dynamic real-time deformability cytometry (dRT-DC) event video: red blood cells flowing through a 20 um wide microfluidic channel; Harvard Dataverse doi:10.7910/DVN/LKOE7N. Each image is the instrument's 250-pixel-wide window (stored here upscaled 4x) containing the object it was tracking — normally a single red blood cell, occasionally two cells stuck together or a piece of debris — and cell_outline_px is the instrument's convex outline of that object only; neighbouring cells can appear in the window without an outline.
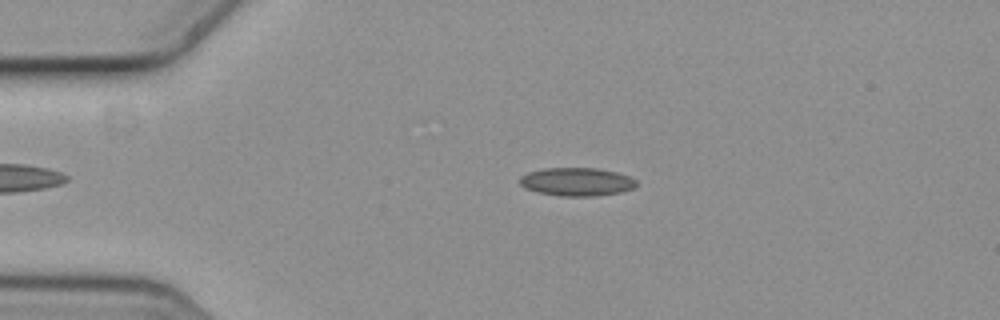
{"species": "common noctule bat (a hibernating species)", "species_latin": "Nyctalus noctula", "temperature_condition": "cold", "stored_images_in_passage": 3, "camera_frame_rate_fps": 3000, "um_per_image_px": 0.085, "animal": {"sex": "female", "body_mass_g": 19.3, "forearm_length_mm": 54.1}, "frame": {"image": 1, "passage_image": 2, "time_ms": 0.333, "image_size_px": [1000, 320], "cell_outline_px": [[636, 184], [632, 188], [620, 192], [596, 196], [560, 196], [540, 192], [524, 188], [520, 184], [520, 176], [528, 172], [544, 168], [596, 168], [616, 172], [628, 176], [636, 180]], "centroid_in_image_um": [49.0, 15.45], "position_along_channel_um": 36.0, "area_um2": 19.07}}